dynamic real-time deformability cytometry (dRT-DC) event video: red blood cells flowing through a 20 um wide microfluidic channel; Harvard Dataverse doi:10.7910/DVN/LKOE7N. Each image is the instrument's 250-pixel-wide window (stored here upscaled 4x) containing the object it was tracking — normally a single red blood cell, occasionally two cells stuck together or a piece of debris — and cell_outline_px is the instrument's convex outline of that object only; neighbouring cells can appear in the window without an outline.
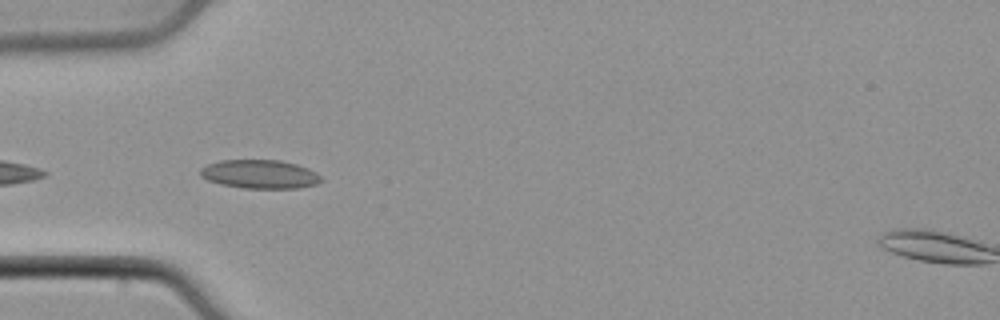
{"species": "common noctule bat (a hibernating species)", "species_latin": "Nyctalus noctula", "temperature_condition": "cold", "stored_images_in_passage": 6, "camera_frame_rate_fps": 3000, "um_per_image_px": 0.085, "animal": {"sex": "male", "body_mass_g": 21.5, "forearm_length_mm": 52.0}, "frame": {"image": 1, "passage_image": 2, "time_ms": 0.333, "image_size_px": [1000, 320], "cell_outline_px": [[324, 180], [316, 184], [300, 188], [244, 188], [220, 184], [208, 180], [200, 176], [200, 168], [208, 164], [220, 160], [280, 160], [296, 164], [308, 168], [316, 172]], "centroid_in_image_um": [22.09, 14.8], "position_along_channel_um": 62.9, "area_um2": 20.29}}